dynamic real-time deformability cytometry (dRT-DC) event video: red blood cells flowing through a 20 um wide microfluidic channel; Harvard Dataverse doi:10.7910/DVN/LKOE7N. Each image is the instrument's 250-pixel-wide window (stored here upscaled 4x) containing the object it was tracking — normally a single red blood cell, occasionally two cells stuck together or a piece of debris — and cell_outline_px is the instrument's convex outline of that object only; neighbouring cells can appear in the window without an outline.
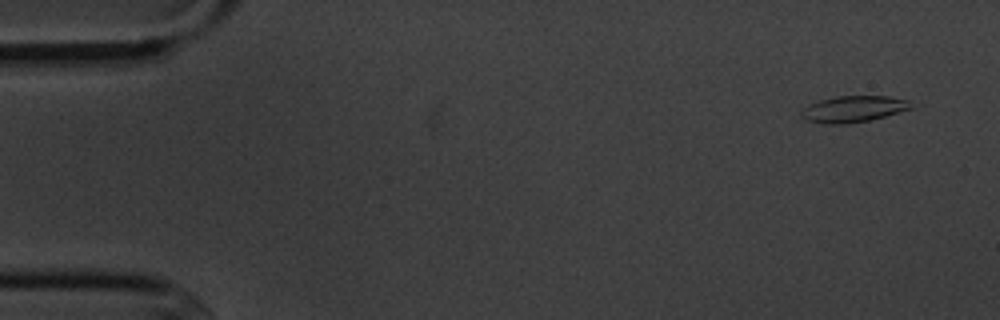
{"species": "common noctule bat (a hibernating species)", "species_latin": "Nyctalus noctula", "temperature_condition": "cold", "stored_images_in_passage": 5, "camera_frame_rate_fps": 3000, "um_per_image_px": 0.085, "animal": {"sex": "male", "body_mass_g": 20.1, "forearm_length_mm": 53.5}, "frame": {"image": 1, "passage_image": 1, "time_ms": 0.0, "image_size_px": [1000, 320], "cell_outline_px": [[920, 104], [916, 108], [868, 120], [848, 124], [824, 124], [804, 120], [800, 116], [800, 112], [804, 108], [820, 100], [836, 96], [888, 96], [908, 100]], "centroid_in_image_um": [72.62, 9.27], "position_along_channel_um": 12.4, "area_um2": 17.17}}